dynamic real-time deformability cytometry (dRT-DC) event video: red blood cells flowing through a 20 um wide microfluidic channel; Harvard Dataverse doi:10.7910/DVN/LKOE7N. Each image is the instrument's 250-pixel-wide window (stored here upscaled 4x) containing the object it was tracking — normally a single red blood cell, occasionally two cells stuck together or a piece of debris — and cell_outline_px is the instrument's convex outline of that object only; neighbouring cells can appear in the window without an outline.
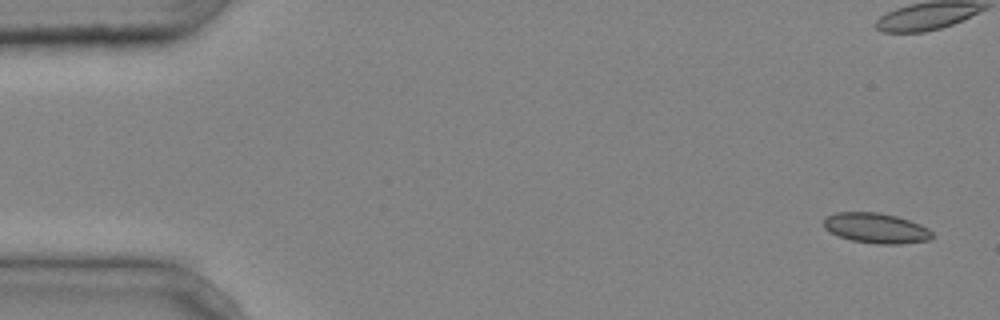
{"species": "common noctule bat (a hibernating species)", "species_latin": "Nyctalus noctula", "temperature_condition": "cold", "stored_images_in_passage": 6, "camera_frame_rate_fps": 3000, "um_per_image_px": 0.085, "animal": {"sex": "male", "body_mass_g": 20.4}, "frame": {"image": 1, "passage_image": 1, "time_ms": 0.0, "image_size_px": [1000, 320], "cell_outline_px": [[932, 236], [928, 240], [900, 244], [876, 244], [852, 240], [840, 236], [824, 228], [824, 220], [828, 216], [836, 212], [880, 212], [896, 216], [920, 224], [928, 228], [932, 232]], "centroid_in_image_um": [74.47, 19.38], "position_along_channel_um": 10.5, "area_um2": 18.9}}